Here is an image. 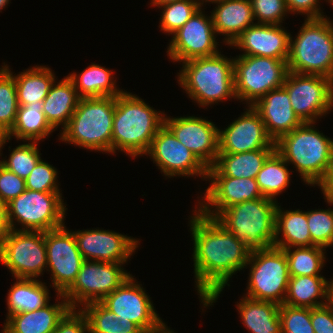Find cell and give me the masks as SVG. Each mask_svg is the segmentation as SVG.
I'll list each match as a JSON object with an SVG mask.
<instances>
[{
  "instance_id": "23",
  "label": "cell",
  "mask_w": 333,
  "mask_h": 333,
  "mask_svg": "<svg viewBox=\"0 0 333 333\" xmlns=\"http://www.w3.org/2000/svg\"><path fill=\"white\" fill-rule=\"evenodd\" d=\"M252 106L260 114L274 143L303 123L292 109L288 92L283 87L269 91Z\"/></svg>"
},
{
  "instance_id": "33",
  "label": "cell",
  "mask_w": 333,
  "mask_h": 333,
  "mask_svg": "<svg viewBox=\"0 0 333 333\" xmlns=\"http://www.w3.org/2000/svg\"><path fill=\"white\" fill-rule=\"evenodd\" d=\"M37 279L16 278L7 294L8 315L35 311L49 303V289Z\"/></svg>"
},
{
  "instance_id": "37",
  "label": "cell",
  "mask_w": 333,
  "mask_h": 333,
  "mask_svg": "<svg viewBox=\"0 0 333 333\" xmlns=\"http://www.w3.org/2000/svg\"><path fill=\"white\" fill-rule=\"evenodd\" d=\"M290 277L321 276L325 265V248L320 246L284 248ZM325 251V252H324Z\"/></svg>"
},
{
  "instance_id": "53",
  "label": "cell",
  "mask_w": 333,
  "mask_h": 333,
  "mask_svg": "<svg viewBox=\"0 0 333 333\" xmlns=\"http://www.w3.org/2000/svg\"><path fill=\"white\" fill-rule=\"evenodd\" d=\"M328 304L331 306L333 309V279L329 282L328 286Z\"/></svg>"
},
{
  "instance_id": "49",
  "label": "cell",
  "mask_w": 333,
  "mask_h": 333,
  "mask_svg": "<svg viewBox=\"0 0 333 333\" xmlns=\"http://www.w3.org/2000/svg\"><path fill=\"white\" fill-rule=\"evenodd\" d=\"M318 186L324 195L333 197V148L331 152L329 169L323 181Z\"/></svg>"
},
{
  "instance_id": "52",
  "label": "cell",
  "mask_w": 333,
  "mask_h": 333,
  "mask_svg": "<svg viewBox=\"0 0 333 333\" xmlns=\"http://www.w3.org/2000/svg\"><path fill=\"white\" fill-rule=\"evenodd\" d=\"M10 142L8 131L0 125V156H2L1 151L4 148L6 142Z\"/></svg>"
},
{
  "instance_id": "38",
  "label": "cell",
  "mask_w": 333,
  "mask_h": 333,
  "mask_svg": "<svg viewBox=\"0 0 333 333\" xmlns=\"http://www.w3.org/2000/svg\"><path fill=\"white\" fill-rule=\"evenodd\" d=\"M18 107L14 75L4 63L0 68V125L8 132L15 123Z\"/></svg>"
},
{
  "instance_id": "15",
  "label": "cell",
  "mask_w": 333,
  "mask_h": 333,
  "mask_svg": "<svg viewBox=\"0 0 333 333\" xmlns=\"http://www.w3.org/2000/svg\"><path fill=\"white\" fill-rule=\"evenodd\" d=\"M202 7L175 33L167 48L173 62H186L195 58L217 55L219 50L212 16L203 14ZM216 36V37H215Z\"/></svg>"
},
{
  "instance_id": "56",
  "label": "cell",
  "mask_w": 333,
  "mask_h": 333,
  "mask_svg": "<svg viewBox=\"0 0 333 333\" xmlns=\"http://www.w3.org/2000/svg\"><path fill=\"white\" fill-rule=\"evenodd\" d=\"M324 199L327 201V203L330 206L333 205V197L332 196L324 195Z\"/></svg>"
},
{
  "instance_id": "30",
  "label": "cell",
  "mask_w": 333,
  "mask_h": 333,
  "mask_svg": "<svg viewBox=\"0 0 333 333\" xmlns=\"http://www.w3.org/2000/svg\"><path fill=\"white\" fill-rule=\"evenodd\" d=\"M329 282L324 276L290 277L283 304L304 308L325 305L328 303Z\"/></svg>"
},
{
  "instance_id": "28",
  "label": "cell",
  "mask_w": 333,
  "mask_h": 333,
  "mask_svg": "<svg viewBox=\"0 0 333 333\" xmlns=\"http://www.w3.org/2000/svg\"><path fill=\"white\" fill-rule=\"evenodd\" d=\"M237 304L242 323L250 333H281L280 305L243 297Z\"/></svg>"
},
{
  "instance_id": "39",
  "label": "cell",
  "mask_w": 333,
  "mask_h": 333,
  "mask_svg": "<svg viewBox=\"0 0 333 333\" xmlns=\"http://www.w3.org/2000/svg\"><path fill=\"white\" fill-rule=\"evenodd\" d=\"M162 9L160 29L169 35L180 29L201 6L198 0H180L159 6Z\"/></svg>"
},
{
  "instance_id": "57",
  "label": "cell",
  "mask_w": 333,
  "mask_h": 333,
  "mask_svg": "<svg viewBox=\"0 0 333 333\" xmlns=\"http://www.w3.org/2000/svg\"><path fill=\"white\" fill-rule=\"evenodd\" d=\"M198 1H199L200 6L202 7L204 2H210L213 4V2L220 1V0H198Z\"/></svg>"
},
{
  "instance_id": "7",
  "label": "cell",
  "mask_w": 333,
  "mask_h": 333,
  "mask_svg": "<svg viewBox=\"0 0 333 333\" xmlns=\"http://www.w3.org/2000/svg\"><path fill=\"white\" fill-rule=\"evenodd\" d=\"M278 202L267 197L225 208L215 219L251 250L274 246Z\"/></svg>"
},
{
  "instance_id": "48",
  "label": "cell",
  "mask_w": 333,
  "mask_h": 333,
  "mask_svg": "<svg viewBox=\"0 0 333 333\" xmlns=\"http://www.w3.org/2000/svg\"><path fill=\"white\" fill-rule=\"evenodd\" d=\"M331 4V0H326ZM319 0H286L288 12L291 14L307 15L305 19L325 18L320 9Z\"/></svg>"
},
{
  "instance_id": "41",
  "label": "cell",
  "mask_w": 333,
  "mask_h": 333,
  "mask_svg": "<svg viewBox=\"0 0 333 333\" xmlns=\"http://www.w3.org/2000/svg\"><path fill=\"white\" fill-rule=\"evenodd\" d=\"M311 246L333 247V209L307 211Z\"/></svg>"
},
{
  "instance_id": "34",
  "label": "cell",
  "mask_w": 333,
  "mask_h": 333,
  "mask_svg": "<svg viewBox=\"0 0 333 333\" xmlns=\"http://www.w3.org/2000/svg\"><path fill=\"white\" fill-rule=\"evenodd\" d=\"M14 75L19 106L43 101L56 80L50 67L42 65L33 66Z\"/></svg>"
},
{
  "instance_id": "22",
  "label": "cell",
  "mask_w": 333,
  "mask_h": 333,
  "mask_svg": "<svg viewBox=\"0 0 333 333\" xmlns=\"http://www.w3.org/2000/svg\"><path fill=\"white\" fill-rule=\"evenodd\" d=\"M281 27V25L255 23L246 28L231 47L243 50L240 55L287 60L291 34Z\"/></svg>"
},
{
  "instance_id": "9",
  "label": "cell",
  "mask_w": 333,
  "mask_h": 333,
  "mask_svg": "<svg viewBox=\"0 0 333 333\" xmlns=\"http://www.w3.org/2000/svg\"><path fill=\"white\" fill-rule=\"evenodd\" d=\"M61 192H38L26 189L6 204L9 226L12 230H53L65 225L66 206ZM16 222L22 229L16 228Z\"/></svg>"
},
{
  "instance_id": "20",
  "label": "cell",
  "mask_w": 333,
  "mask_h": 333,
  "mask_svg": "<svg viewBox=\"0 0 333 333\" xmlns=\"http://www.w3.org/2000/svg\"><path fill=\"white\" fill-rule=\"evenodd\" d=\"M73 233L84 260L127 263L140 245L135 238L109 230L90 229Z\"/></svg>"
},
{
  "instance_id": "13",
  "label": "cell",
  "mask_w": 333,
  "mask_h": 333,
  "mask_svg": "<svg viewBox=\"0 0 333 333\" xmlns=\"http://www.w3.org/2000/svg\"><path fill=\"white\" fill-rule=\"evenodd\" d=\"M282 87L303 123H316L333 108V80L328 77L288 72Z\"/></svg>"
},
{
  "instance_id": "40",
  "label": "cell",
  "mask_w": 333,
  "mask_h": 333,
  "mask_svg": "<svg viewBox=\"0 0 333 333\" xmlns=\"http://www.w3.org/2000/svg\"><path fill=\"white\" fill-rule=\"evenodd\" d=\"M37 144L38 142H28L16 146L10 153L9 159L3 161L1 159L0 164L20 178L26 179L41 159Z\"/></svg>"
},
{
  "instance_id": "18",
  "label": "cell",
  "mask_w": 333,
  "mask_h": 333,
  "mask_svg": "<svg viewBox=\"0 0 333 333\" xmlns=\"http://www.w3.org/2000/svg\"><path fill=\"white\" fill-rule=\"evenodd\" d=\"M130 275L116 290L100 303L122 321L135 323L143 332L157 327L162 319L155 311L151 298Z\"/></svg>"
},
{
  "instance_id": "3",
  "label": "cell",
  "mask_w": 333,
  "mask_h": 333,
  "mask_svg": "<svg viewBox=\"0 0 333 333\" xmlns=\"http://www.w3.org/2000/svg\"><path fill=\"white\" fill-rule=\"evenodd\" d=\"M275 145L287 164H294L305 184L318 186L323 181L330 165L333 139L315 129V122L302 123Z\"/></svg>"
},
{
  "instance_id": "1",
  "label": "cell",
  "mask_w": 333,
  "mask_h": 333,
  "mask_svg": "<svg viewBox=\"0 0 333 333\" xmlns=\"http://www.w3.org/2000/svg\"><path fill=\"white\" fill-rule=\"evenodd\" d=\"M190 216L195 286L203 307L219 298L229 279L246 268L251 250L227 231L215 218L198 209Z\"/></svg>"
},
{
  "instance_id": "32",
  "label": "cell",
  "mask_w": 333,
  "mask_h": 333,
  "mask_svg": "<svg viewBox=\"0 0 333 333\" xmlns=\"http://www.w3.org/2000/svg\"><path fill=\"white\" fill-rule=\"evenodd\" d=\"M276 148L241 153H218L214 166L227 177L256 179L266 159Z\"/></svg>"
},
{
  "instance_id": "6",
  "label": "cell",
  "mask_w": 333,
  "mask_h": 333,
  "mask_svg": "<svg viewBox=\"0 0 333 333\" xmlns=\"http://www.w3.org/2000/svg\"><path fill=\"white\" fill-rule=\"evenodd\" d=\"M327 16L306 19L298 35L290 36L288 71L333 80V21Z\"/></svg>"
},
{
  "instance_id": "11",
  "label": "cell",
  "mask_w": 333,
  "mask_h": 333,
  "mask_svg": "<svg viewBox=\"0 0 333 333\" xmlns=\"http://www.w3.org/2000/svg\"><path fill=\"white\" fill-rule=\"evenodd\" d=\"M123 264L85 260L73 284L62 294L70 308L100 302L116 290L131 275Z\"/></svg>"
},
{
  "instance_id": "25",
  "label": "cell",
  "mask_w": 333,
  "mask_h": 333,
  "mask_svg": "<svg viewBox=\"0 0 333 333\" xmlns=\"http://www.w3.org/2000/svg\"><path fill=\"white\" fill-rule=\"evenodd\" d=\"M211 16L216 34L225 36L224 42L231 46L241 33L254 25L253 9L250 0H220Z\"/></svg>"
},
{
  "instance_id": "50",
  "label": "cell",
  "mask_w": 333,
  "mask_h": 333,
  "mask_svg": "<svg viewBox=\"0 0 333 333\" xmlns=\"http://www.w3.org/2000/svg\"><path fill=\"white\" fill-rule=\"evenodd\" d=\"M10 230L11 228L8 222L6 204L0 200V242L9 233Z\"/></svg>"
},
{
  "instance_id": "36",
  "label": "cell",
  "mask_w": 333,
  "mask_h": 333,
  "mask_svg": "<svg viewBox=\"0 0 333 333\" xmlns=\"http://www.w3.org/2000/svg\"><path fill=\"white\" fill-rule=\"evenodd\" d=\"M79 309L86 316L89 333H143L135 323L119 320L100 302H91Z\"/></svg>"
},
{
  "instance_id": "4",
  "label": "cell",
  "mask_w": 333,
  "mask_h": 333,
  "mask_svg": "<svg viewBox=\"0 0 333 333\" xmlns=\"http://www.w3.org/2000/svg\"><path fill=\"white\" fill-rule=\"evenodd\" d=\"M233 60L220 52L183 62L177 75L178 83L189 98L202 107L235 99Z\"/></svg>"
},
{
  "instance_id": "29",
  "label": "cell",
  "mask_w": 333,
  "mask_h": 333,
  "mask_svg": "<svg viewBox=\"0 0 333 333\" xmlns=\"http://www.w3.org/2000/svg\"><path fill=\"white\" fill-rule=\"evenodd\" d=\"M113 71L92 63L81 73L68 74L81 98L117 97L124 91L117 89Z\"/></svg>"
},
{
  "instance_id": "54",
  "label": "cell",
  "mask_w": 333,
  "mask_h": 333,
  "mask_svg": "<svg viewBox=\"0 0 333 333\" xmlns=\"http://www.w3.org/2000/svg\"><path fill=\"white\" fill-rule=\"evenodd\" d=\"M176 1H180V0H151L150 5L159 7V6H162L164 4L171 3V2H176Z\"/></svg>"
},
{
  "instance_id": "2",
  "label": "cell",
  "mask_w": 333,
  "mask_h": 333,
  "mask_svg": "<svg viewBox=\"0 0 333 333\" xmlns=\"http://www.w3.org/2000/svg\"><path fill=\"white\" fill-rule=\"evenodd\" d=\"M164 113L150 107L137 95L124 90L116 97L112 125V153L121 151L133 158L146 155L164 124Z\"/></svg>"
},
{
  "instance_id": "26",
  "label": "cell",
  "mask_w": 333,
  "mask_h": 333,
  "mask_svg": "<svg viewBox=\"0 0 333 333\" xmlns=\"http://www.w3.org/2000/svg\"><path fill=\"white\" fill-rule=\"evenodd\" d=\"M80 99L81 97L68 76L57 84L56 81L53 82L49 93L43 100L42 109L46 120L54 130L60 125L63 126L62 130L66 127Z\"/></svg>"
},
{
  "instance_id": "19",
  "label": "cell",
  "mask_w": 333,
  "mask_h": 333,
  "mask_svg": "<svg viewBox=\"0 0 333 333\" xmlns=\"http://www.w3.org/2000/svg\"><path fill=\"white\" fill-rule=\"evenodd\" d=\"M164 124L186 148L208 168L216 163L219 153V129L201 117H167Z\"/></svg>"
},
{
  "instance_id": "42",
  "label": "cell",
  "mask_w": 333,
  "mask_h": 333,
  "mask_svg": "<svg viewBox=\"0 0 333 333\" xmlns=\"http://www.w3.org/2000/svg\"><path fill=\"white\" fill-rule=\"evenodd\" d=\"M281 333H314L311 308L282 304L279 307Z\"/></svg>"
},
{
  "instance_id": "35",
  "label": "cell",
  "mask_w": 333,
  "mask_h": 333,
  "mask_svg": "<svg viewBox=\"0 0 333 333\" xmlns=\"http://www.w3.org/2000/svg\"><path fill=\"white\" fill-rule=\"evenodd\" d=\"M287 166V162L276 150L266 159L256 177L263 197L277 200L276 197L289 187L292 171Z\"/></svg>"
},
{
  "instance_id": "16",
  "label": "cell",
  "mask_w": 333,
  "mask_h": 333,
  "mask_svg": "<svg viewBox=\"0 0 333 333\" xmlns=\"http://www.w3.org/2000/svg\"><path fill=\"white\" fill-rule=\"evenodd\" d=\"M146 154L168 178L195 175L207 181L208 168L192 151L179 142L165 124L157 131Z\"/></svg>"
},
{
  "instance_id": "5",
  "label": "cell",
  "mask_w": 333,
  "mask_h": 333,
  "mask_svg": "<svg viewBox=\"0 0 333 333\" xmlns=\"http://www.w3.org/2000/svg\"><path fill=\"white\" fill-rule=\"evenodd\" d=\"M116 97L81 98L60 140L91 151L112 153Z\"/></svg>"
},
{
  "instance_id": "43",
  "label": "cell",
  "mask_w": 333,
  "mask_h": 333,
  "mask_svg": "<svg viewBox=\"0 0 333 333\" xmlns=\"http://www.w3.org/2000/svg\"><path fill=\"white\" fill-rule=\"evenodd\" d=\"M57 170L40 159L25 179L26 189L38 192H61L57 184Z\"/></svg>"
},
{
  "instance_id": "10",
  "label": "cell",
  "mask_w": 333,
  "mask_h": 333,
  "mask_svg": "<svg viewBox=\"0 0 333 333\" xmlns=\"http://www.w3.org/2000/svg\"><path fill=\"white\" fill-rule=\"evenodd\" d=\"M250 265L245 297L282 305L290 279L285 251L272 246L251 251L246 267Z\"/></svg>"
},
{
  "instance_id": "27",
  "label": "cell",
  "mask_w": 333,
  "mask_h": 333,
  "mask_svg": "<svg viewBox=\"0 0 333 333\" xmlns=\"http://www.w3.org/2000/svg\"><path fill=\"white\" fill-rule=\"evenodd\" d=\"M274 246L281 249L311 246L307 211L299 209L283 211L281 206H277Z\"/></svg>"
},
{
  "instance_id": "14",
  "label": "cell",
  "mask_w": 333,
  "mask_h": 333,
  "mask_svg": "<svg viewBox=\"0 0 333 333\" xmlns=\"http://www.w3.org/2000/svg\"><path fill=\"white\" fill-rule=\"evenodd\" d=\"M47 271H51L52 288L63 294L74 282L85 261L77 247L74 233L63 225L45 232Z\"/></svg>"
},
{
  "instance_id": "55",
  "label": "cell",
  "mask_w": 333,
  "mask_h": 333,
  "mask_svg": "<svg viewBox=\"0 0 333 333\" xmlns=\"http://www.w3.org/2000/svg\"><path fill=\"white\" fill-rule=\"evenodd\" d=\"M9 0H0V12L1 10H3V8L5 9V7L8 5Z\"/></svg>"
},
{
  "instance_id": "44",
  "label": "cell",
  "mask_w": 333,
  "mask_h": 333,
  "mask_svg": "<svg viewBox=\"0 0 333 333\" xmlns=\"http://www.w3.org/2000/svg\"><path fill=\"white\" fill-rule=\"evenodd\" d=\"M254 20L259 24L281 25L289 13L286 0H250Z\"/></svg>"
},
{
  "instance_id": "8",
  "label": "cell",
  "mask_w": 333,
  "mask_h": 333,
  "mask_svg": "<svg viewBox=\"0 0 333 333\" xmlns=\"http://www.w3.org/2000/svg\"><path fill=\"white\" fill-rule=\"evenodd\" d=\"M236 99L254 105L271 90L281 88L288 74L287 60L239 55L233 60Z\"/></svg>"
},
{
  "instance_id": "51",
  "label": "cell",
  "mask_w": 333,
  "mask_h": 333,
  "mask_svg": "<svg viewBox=\"0 0 333 333\" xmlns=\"http://www.w3.org/2000/svg\"><path fill=\"white\" fill-rule=\"evenodd\" d=\"M163 321L155 328L146 330L143 333H175L173 330H170V328L165 325Z\"/></svg>"
},
{
  "instance_id": "47",
  "label": "cell",
  "mask_w": 333,
  "mask_h": 333,
  "mask_svg": "<svg viewBox=\"0 0 333 333\" xmlns=\"http://www.w3.org/2000/svg\"><path fill=\"white\" fill-rule=\"evenodd\" d=\"M311 323L314 333H333V309L327 303L311 308Z\"/></svg>"
},
{
  "instance_id": "31",
  "label": "cell",
  "mask_w": 333,
  "mask_h": 333,
  "mask_svg": "<svg viewBox=\"0 0 333 333\" xmlns=\"http://www.w3.org/2000/svg\"><path fill=\"white\" fill-rule=\"evenodd\" d=\"M42 105L43 101H38L18 107L15 123L8 132L10 140L14 136L24 142H40L55 131L46 120Z\"/></svg>"
},
{
  "instance_id": "17",
  "label": "cell",
  "mask_w": 333,
  "mask_h": 333,
  "mask_svg": "<svg viewBox=\"0 0 333 333\" xmlns=\"http://www.w3.org/2000/svg\"><path fill=\"white\" fill-rule=\"evenodd\" d=\"M207 180H211V184L205 189L202 200H198L197 209L210 218H215L225 208L263 197L256 179L227 177L214 165L208 167Z\"/></svg>"
},
{
  "instance_id": "12",
  "label": "cell",
  "mask_w": 333,
  "mask_h": 333,
  "mask_svg": "<svg viewBox=\"0 0 333 333\" xmlns=\"http://www.w3.org/2000/svg\"><path fill=\"white\" fill-rule=\"evenodd\" d=\"M15 278L36 279L47 271L45 232L10 230L0 242V263Z\"/></svg>"
},
{
  "instance_id": "45",
  "label": "cell",
  "mask_w": 333,
  "mask_h": 333,
  "mask_svg": "<svg viewBox=\"0 0 333 333\" xmlns=\"http://www.w3.org/2000/svg\"><path fill=\"white\" fill-rule=\"evenodd\" d=\"M25 190V179L0 164V200L8 204Z\"/></svg>"
},
{
  "instance_id": "24",
  "label": "cell",
  "mask_w": 333,
  "mask_h": 333,
  "mask_svg": "<svg viewBox=\"0 0 333 333\" xmlns=\"http://www.w3.org/2000/svg\"><path fill=\"white\" fill-rule=\"evenodd\" d=\"M56 304H46L35 311L18 312L6 317L2 333H53L58 322L71 309L62 294Z\"/></svg>"
},
{
  "instance_id": "46",
  "label": "cell",
  "mask_w": 333,
  "mask_h": 333,
  "mask_svg": "<svg viewBox=\"0 0 333 333\" xmlns=\"http://www.w3.org/2000/svg\"><path fill=\"white\" fill-rule=\"evenodd\" d=\"M53 333H89L86 316L78 309H70L58 322Z\"/></svg>"
},
{
  "instance_id": "21",
  "label": "cell",
  "mask_w": 333,
  "mask_h": 333,
  "mask_svg": "<svg viewBox=\"0 0 333 333\" xmlns=\"http://www.w3.org/2000/svg\"><path fill=\"white\" fill-rule=\"evenodd\" d=\"M224 130L219 128V153H241L276 148L258 111L251 105Z\"/></svg>"
}]
</instances>
